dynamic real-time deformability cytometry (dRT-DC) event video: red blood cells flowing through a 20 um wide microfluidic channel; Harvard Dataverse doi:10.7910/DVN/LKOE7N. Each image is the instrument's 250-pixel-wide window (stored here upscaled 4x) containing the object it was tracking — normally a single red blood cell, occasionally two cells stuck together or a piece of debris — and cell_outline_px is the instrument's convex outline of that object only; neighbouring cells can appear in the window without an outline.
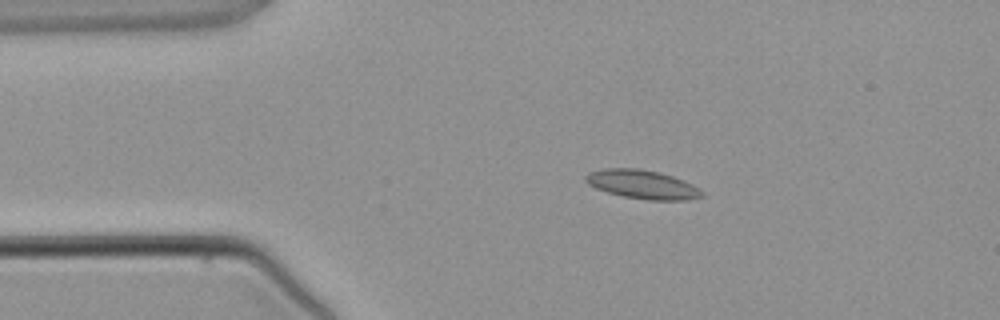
{"species": "common noctule bat (a hibernating species)", "species_latin": "Nyctalus noctula", "temperature_condition": "warm", "stored_images_in_passage": 3, "camera_frame_rate_fps": 3000, "um_per_image_px": 0.085, "animal": {"sex": "male", "body_mass_g": 21.5, "forearm_length_mm": 52.0}, "frame": {"image": 1, "passage_image": 2, "time_ms": 1.333, "image_size_px": [1000, 320], "cell_outline_px": [[704, 196], [684, 200], [648, 200], [624, 196], [608, 192], [596, 188], [588, 184], [584, 180], [584, 176], [588, 172], [604, 168], [636, 168], [660, 172], [672, 176], [692, 184], [700, 188], [704, 192]], "centroid_in_image_um": [54.59, 15.67], "position_along_channel_um": 30.4, "area_um2": 19.54}}